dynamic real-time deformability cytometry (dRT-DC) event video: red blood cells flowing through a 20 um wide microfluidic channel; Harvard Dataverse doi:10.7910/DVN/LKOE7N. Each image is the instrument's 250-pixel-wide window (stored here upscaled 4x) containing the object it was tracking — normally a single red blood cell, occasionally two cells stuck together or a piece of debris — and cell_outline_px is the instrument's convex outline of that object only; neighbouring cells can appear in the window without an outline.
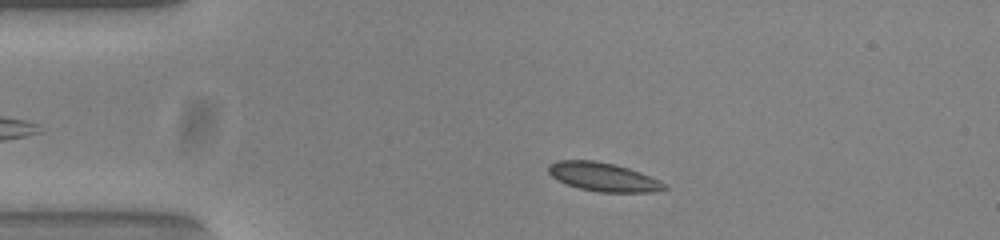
{"species": "common noctule bat (a hibernating species)", "species_latin": "Nyctalus noctula", "temperature_condition": "warm", "stored_images_in_passage": 40, "camera_frame_rate_fps": 3000, "um_per_image_px": 0.085, "animal": {"sex": "female", "body_mass_g": 23.0, "forearm_length_mm": 53.4}, "frame": {"image": 1, "passage_image": 7, "time_ms": 2.0, "image_size_px": [1000, 240], "cell_outline_px": [[668, 188], [648, 192], [600, 192], [580, 188], [568, 184], [552, 176], [548, 172], [548, 168], [552, 164], [560, 160], [592, 160], [616, 164], [640, 172], [660, 180]], "centroid_in_image_um": [51.3, 15.03], "position_along_channel_um": 33.7, "area_um2": 19.02}}
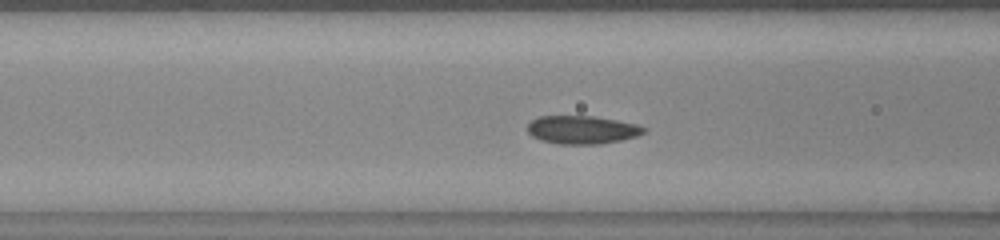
{"frame": {"image": 2, "passage_image": 17, "time_ms": 5.333, "image_size_px": [1000, 240], "cell_outline_px": [[644, 132], [636, 136], [620, 140], [600, 144], [556, 144], [540, 140], [532, 136], [528, 132], [528, 124], [532, 120], [540, 116], [592, 116], [616, 120], [636, 124], [644, 128]], "centroid_in_image_um": [49.43, 11.04], "position_along_channel_um": 117.2, "area_um2": 18.96}}
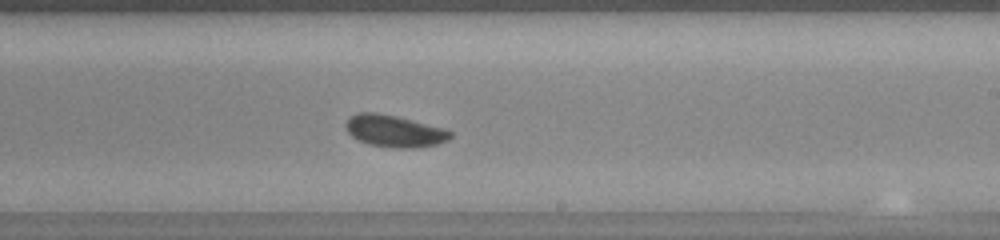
{"frame": {"image": 3, "passage_image": 28, "time_ms": 9.0, "image_size_px": [1000, 240], "cell_outline_px": [[452, 136], [448, 140], [436, 144], [412, 148], [396, 148], [368, 144], [352, 136], [348, 132], [348, 120], [352, 116], [360, 112], [376, 112], [396, 116], [444, 128], [452, 132]], "centroid_in_image_um": [33.56, 11.14], "position_along_channel_um": 255.4, "area_um2": 19.07}, "authors_computed_cell_mechanics": {"area_um2": 18.9295, "velocity_mm_per_s": 3.7832, "shape_relaxation_time_tau1_ms": 6.939, "shape_relaxation_time_tau2_ms": 1.1346, "deformation_change_tau1": 0.1497, "deformation_change_tau2": 0.0363}}